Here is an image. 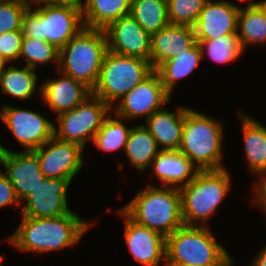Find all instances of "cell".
Listing matches in <instances>:
<instances>
[{"label":"cell","instance_id":"cell-12","mask_svg":"<svg viewBox=\"0 0 266 266\" xmlns=\"http://www.w3.org/2000/svg\"><path fill=\"white\" fill-rule=\"evenodd\" d=\"M45 146H49L46 149ZM38 158L40 170L46 178H65L70 182L83 166L84 148L55 136L43 146L32 150Z\"/></svg>","mask_w":266,"mask_h":266},{"label":"cell","instance_id":"cell-14","mask_svg":"<svg viewBox=\"0 0 266 266\" xmlns=\"http://www.w3.org/2000/svg\"><path fill=\"white\" fill-rule=\"evenodd\" d=\"M104 31L108 51L150 62L151 36L130 14L111 22Z\"/></svg>","mask_w":266,"mask_h":266},{"label":"cell","instance_id":"cell-41","mask_svg":"<svg viewBox=\"0 0 266 266\" xmlns=\"http://www.w3.org/2000/svg\"><path fill=\"white\" fill-rule=\"evenodd\" d=\"M165 262L166 263L164 264V266H186V265H182V264H178L173 261H170L166 257H165Z\"/></svg>","mask_w":266,"mask_h":266},{"label":"cell","instance_id":"cell-27","mask_svg":"<svg viewBox=\"0 0 266 266\" xmlns=\"http://www.w3.org/2000/svg\"><path fill=\"white\" fill-rule=\"evenodd\" d=\"M237 35L243 50L248 44H266V20L256 4L240 7L237 17Z\"/></svg>","mask_w":266,"mask_h":266},{"label":"cell","instance_id":"cell-18","mask_svg":"<svg viewBox=\"0 0 266 266\" xmlns=\"http://www.w3.org/2000/svg\"><path fill=\"white\" fill-rule=\"evenodd\" d=\"M196 43L193 27L168 24L151 35V67L156 70L162 63L186 52Z\"/></svg>","mask_w":266,"mask_h":266},{"label":"cell","instance_id":"cell-30","mask_svg":"<svg viewBox=\"0 0 266 266\" xmlns=\"http://www.w3.org/2000/svg\"><path fill=\"white\" fill-rule=\"evenodd\" d=\"M202 51V59L206 54L216 63H229L237 60L244 52L237 34H228L212 40H197Z\"/></svg>","mask_w":266,"mask_h":266},{"label":"cell","instance_id":"cell-42","mask_svg":"<svg viewBox=\"0 0 266 266\" xmlns=\"http://www.w3.org/2000/svg\"><path fill=\"white\" fill-rule=\"evenodd\" d=\"M6 62L3 60V58L0 56V76L2 75L3 69L5 67Z\"/></svg>","mask_w":266,"mask_h":266},{"label":"cell","instance_id":"cell-16","mask_svg":"<svg viewBox=\"0 0 266 266\" xmlns=\"http://www.w3.org/2000/svg\"><path fill=\"white\" fill-rule=\"evenodd\" d=\"M118 214L125 217V242L136 261L143 266H158L166 257V238L136 223L122 209Z\"/></svg>","mask_w":266,"mask_h":266},{"label":"cell","instance_id":"cell-44","mask_svg":"<svg viewBox=\"0 0 266 266\" xmlns=\"http://www.w3.org/2000/svg\"><path fill=\"white\" fill-rule=\"evenodd\" d=\"M3 256L2 255H0V262L3 260ZM0 266H1V264H0Z\"/></svg>","mask_w":266,"mask_h":266},{"label":"cell","instance_id":"cell-43","mask_svg":"<svg viewBox=\"0 0 266 266\" xmlns=\"http://www.w3.org/2000/svg\"><path fill=\"white\" fill-rule=\"evenodd\" d=\"M243 1H244V2L249 1L248 4H255V3H256V1H252V0H243Z\"/></svg>","mask_w":266,"mask_h":266},{"label":"cell","instance_id":"cell-5","mask_svg":"<svg viewBox=\"0 0 266 266\" xmlns=\"http://www.w3.org/2000/svg\"><path fill=\"white\" fill-rule=\"evenodd\" d=\"M166 258L186 266H232L233 259L206 226L183 225L166 237Z\"/></svg>","mask_w":266,"mask_h":266},{"label":"cell","instance_id":"cell-36","mask_svg":"<svg viewBox=\"0 0 266 266\" xmlns=\"http://www.w3.org/2000/svg\"><path fill=\"white\" fill-rule=\"evenodd\" d=\"M259 183V184H257ZM255 185V205L261 206L263 211L266 213V180L264 178H260V182H257Z\"/></svg>","mask_w":266,"mask_h":266},{"label":"cell","instance_id":"cell-29","mask_svg":"<svg viewBox=\"0 0 266 266\" xmlns=\"http://www.w3.org/2000/svg\"><path fill=\"white\" fill-rule=\"evenodd\" d=\"M115 115V119L110 114L104 120L102 127L93 138V143L106 152L118 149L124 150L126 141L132 128H128L122 123L123 118Z\"/></svg>","mask_w":266,"mask_h":266},{"label":"cell","instance_id":"cell-39","mask_svg":"<svg viewBox=\"0 0 266 266\" xmlns=\"http://www.w3.org/2000/svg\"><path fill=\"white\" fill-rule=\"evenodd\" d=\"M25 2L27 3V5L29 7H32L31 6L32 4L40 6L41 3L43 5H46V4H59V0H25Z\"/></svg>","mask_w":266,"mask_h":266},{"label":"cell","instance_id":"cell-7","mask_svg":"<svg viewBox=\"0 0 266 266\" xmlns=\"http://www.w3.org/2000/svg\"><path fill=\"white\" fill-rule=\"evenodd\" d=\"M84 27L81 10L72 6L46 4L36 9L27 8L21 32L23 36L47 41L61 49Z\"/></svg>","mask_w":266,"mask_h":266},{"label":"cell","instance_id":"cell-20","mask_svg":"<svg viewBox=\"0 0 266 266\" xmlns=\"http://www.w3.org/2000/svg\"><path fill=\"white\" fill-rule=\"evenodd\" d=\"M177 109L176 113H172L163 107L145 121L144 126L156 140L158 147L163 146L161 150H179L181 145L185 107L180 106Z\"/></svg>","mask_w":266,"mask_h":266},{"label":"cell","instance_id":"cell-10","mask_svg":"<svg viewBox=\"0 0 266 266\" xmlns=\"http://www.w3.org/2000/svg\"><path fill=\"white\" fill-rule=\"evenodd\" d=\"M160 75L153 70L141 83L130 90L114 108L113 113L123 119L146 117L170 103Z\"/></svg>","mask_w":266,"mask_h":266},{"label":"cell","instance_id":"cell-32","mask_svg":"<svg viewBox=\"0 0 266 266\" xmlns=\"http://www.w3.org/2000/svg\"><path fill=\"white\" fill-rule=\"evenodd\" d=\"M169 24L194 27L208 0H166Z\"/></svg>","mask_w":266,"mask_h":266},{"label":"cell","instance_id":"cell-37","mask_svg":"<svg viewBox=\"0 0 266 266\" xmlns=\"http://www.w3.org/2000/svg\"><path fill=\"white\" fill-rule=\"evenodd\" d=\"M83 0H59V5H66V6H72L75 7L81 11L86 7L88 0H85L84 4L82 2Z\"/></svg>","mask_w":266,"mask_h":266},{"label":"cell","instance_id":"cell-28","mask_svg":"<svg viewBox=\"0 0 266 266\" xmlns=\"http://www.w3.org/2000/svg\"><path fill=\"white\" fill-rule=\"evenodd\" d=\"M35 71L28 66L21 69L14 66L4 67L0 76L2 93L20 100L30 99L36 89L37 74Z\"/></svg>","mask_w":266,"mask_h":266},{"label":"cell","instance_id":"cell-4","mask_svg":"<svg viewBox=\"0 0 266 266\" xmlns=\"http://www.w3.org/2000/svg\"><path fill=\"white\" fill-rule=\"evenodd\" d=\"M107 51L104 29L84 27L60 49L58 70L92 90L98 81Z\"/></svg>","mask_w":266,"mask_h":266},{"label":"cell","instance_id":"cell-26","mask_svg":"<svg viewBox=\"0 0 266 266\" xmlns=\"http://www.w3.org/2000/svg\"><path fill=\"white\" fill-rule=\"evenodd\" d=\"M129 14L150 36L169 24L166 0H131Z\"/></svg>","mask_w":266,"mask_h":266},{"label":"cell","instance_id":"cell-22","mask_svg":"<svg viewBox=\"0 0 266 266\" xmlns=\"http://www.w3.org/2000/svg\"><path fill=\"white\" fill-rule=\"evenodd\" d=\"M240 115L248 167L253 175L263 178L266 175V127L245 114Z\"/></svg>","mask_w":266,"mask_h":266},{"label":"cell","instance_id":"cell-1","mask_svg":"<svg viewBox=\"0 0 266 266\" xmlns=\"http://www.w3.org/2000/svg\"><path fill=\"white\" fill-rule=\"evenodd\" d=\"M90 224L73 211L50 218L22 216L21 224L7 240L21 251H58L77 244Z\"/></svg>","mask_w":266,"mask_h":266},{"label":"cell","instance_id":"cell-21","mask_svg":"<svg viewBox=\"0 0 266 266\" xmlns=\"http://www.w3.org/2000/svg\"><path fill=\"white\" fill-rule=\"evenodd\" d=\"M151 167L162 186L181 188L199 171L180 151L162 150L152 161Z\"/></svg>","mask_w":266,"mask_h":266},{"label":"cell","instance_id":"cell-15","mask_svg":"<svg viewBox=\"0 0 266 266\" xmlns=\"http://www.w3.org/2000/svg\"><path fill=\"white\" fill-rule=\"evenodd\" d=\"M0 163L13 184L17 198L25 200L46 179L41 172L37 155L33 151L12 152L0 145Z\"/></svg>","mask_w":266,"mask_h":266},{"label":"cell","instance_id":"cell-13","mask_svg":"<svg viewBox=\"0 0 266 266\" xmlns=\"http://www.w3.org/2000/svg\"><path fill=\"white\" fill-rule=\"evenodd\" d=\"M70 181L65 178H46L25 199L23 216L50 218L71 213L67 204V190Z\"/></svg>","mask_w":266,"mask_h":266},{"label":"cell","instance_id":"cell-8","mask_svg":"<svg viewBox=\"0 0 266 266\" xmlns=\"http://www.w3.org/2000/svg\"><path fill=\"white\" fill-rule=\"evenodd\" d=\"M152 71L150 62L145 59L107 51L92 95L112 108Z\"/></svg>","mask_w":266,"mask_h":266},{"label":"cell","instance_id":"cell-9","mask_svg":"<svg viewBox=\"0 0 266 266\" xmlns=\"http://www.w3.org/2000/svg\"><path fill=\"white\" fill-rule=\"evenodd\" d=\"M111 110L108 104L91 95L72 110L57 115L59 129L55 126L54 136L61 141L79 144L85 149L86 142L93 140Z\"/></svg>","mask_w":266,"mask_h":266},{"label":"cell","instance_id":"cell-23","mask_svg":"<svg viewBox=\"0 0 266 266\" xmlns=\"http://www.w3.org/2000/svg\"><path fill=\"white\" fill-rule=\"evenodd\" d=\"M144 125L132 127L124 152L131 165L143 172L162 151Z\"/></svg>","mask_w":266,"mask_h":266},{"label":"cell","instance_id":"cell-34","mask_svg":"<svg viewBox=\"0 0 266 266\" xmlns=\"http://www.w3.org/2000/svg\"><path fill=\"white\" fill-rule=\"evenodd\" d=\"M22 38L21 31L0 34V56L6 63L20 58Z\"/></svg>","mask_w":266,"mask_h":266},{"label":"cell","instance_id":"cell-33","mask_svg":"<svg viewBox=\"0 0 266 266\" xmlns=\"http://www.w3.org/2000/svg\"><path fill=\"white\" fill-rule=\"evenodd\" d=\"M28 7L25 0H0V34L21 31L23 16Z\"/></svg>","mask_w":266,"mask_h":266},{"label":"cell","instance_id":"cell-2","mask_svg":"<svg viewBox=\"0 0 266 266\" xmlns=\"http://www.w3.org/2000/svg\"><path fill=\"white\" fill-rule=\"evenodd\" d=\"M159 187L149 185L121 209L136 223L166 238L184 225L181 195L179 188Z\"/></svg>","mask_w":266,"mask_h":266},{"label":"cell","instance_id":"cell-31","mask_svg":"<svg viewBox=\"0 0 266 266\" xmlns=\"http://www.w3.org/2000/svg\"><path fill=\"white\" fill-rule=\"evenodd\" d=\"M60 49L55 45L40 39L23 36L20 57H25L26 66L35 69L37 65H43L50 61L59 65Z\"/></svg>","mask_w":266,"mask_h":266},{"label":"cell","instance_id":"cell-17","mask_svg":"<svg viewBox=\"0 0 266 266\" xmlns=\"http://www.w3.org/2000/svg\"><path fill=\"white\" fill-rule=\"evenodd\" d=\"M239 9V6L225 0H208L193 27L196 40H212L237 34Z\"/></svg>","mask_w":266,"mask_h":266},{"label":"cell","instance_id":"cell-6","mask_svg":"<svg viewBox=\"0 0 266 266\" xmlns=\"http://www.w3.org/2000/svg\"><path fill=\"white\" fill-rule=\"evenodd\" d=\"M229 172L221 170H199L194 178L179 191L181 195L182 218L184 225L198 226L196 220L206 226L218 205L230 191Z\"/></svg>","mask_w":266,"mask_h":266},{"label":"cell","instance_id":"cell-3","mask_svg":"<svg viewBox=\"0 0 266 266\" xmlns=\"http://www.w3.org/2000/svg\"><path fill=\"white\" fill-rule=\"evenodd\" d=\"M222 125L205 115L185 107L182 140L179 150L198 170L225 169L221 164Z\"/></svg>","mask_w":266,"mask_h":266},{"label":"cell","instance_id":"cell-19","mask_svg":"<svg viewBox=\"0 0 266 266\" xmlns=\"http://www.w3.org/2000/svg\"><path fill=\"white\" fill-rule=\"evenodd\" d=\"M61 75V78L45 81L40 89L42 99L56 115L72 110L92 95V90L82 82Z\"/></svg>","mask_w":266,"mask_h":266},{"label":"cell","instance_id":"cell-11","mask_svg":"<svg viewBox=\"0 0 266 266\" xmlns=\"http://www.w3.org/2000/svg\"><path fill=\"white\" fill-rule=\"evenodd\" d=\"M0 119L26 151L39 148L54 137L55 124L31 110L4 105Z\"/></svg>","mask_w":266,"mask_h":266},{"label":"cell","instance_id":"cell-35","mask_svg":"<svg viewBox=\"0 0 266 266\" xmlns=\"http://www.w3.org/2000/svg\"><path fill=\"white\" fill-rule=\"evenodd\" d=\"M15 204L18 208H21L13 184L9 181L8 176L0 170V208Z\"/></svg>","mask_w":266,"mask_h":266},{"label":"cell","instance_id":"cell-25","mask_svg":"<svg viewBox=\"0 0 266 266\" xmlns=\"http://www.w3.org/2000/svg\"><path fill=\"white\" fill-rule=\"evenodd\" d=\"M202 60V51L197 42L191 49L162 63L156 71L165 90L171 95L177 81L188 76Z\"/></svg>","mask_w":266,"mask_h":266},{"label":"cell","instance_id":"cell-38","mask_svg":"<svg viewBox=\"0 0 266 266\" xmlns=\"http://www.w3.org/2000/svg\"><path fill=\"white\" fill-rule=\"evenodd\" d=\"M251 266H266V246L259 252L258 256L254 258Z\"/></svg>","mask_w":266,"mask_h":266},{"label":"cell","instance_id":"cell-40","mask_svg":"<svg viewBox=\"0 0 266 266\" xmlns=\"http://www.w3.org/2000/svg\"><path fill=\"white\" fill-rule=\"evenodd\" d=\"M255 4L260 8L266 20V0L256 2Z\"/></svg>","mask_w":266,"mask_h":266},{"label":"cell","instance_id":"cell-24","mask_svg":"<svg viewBox=\"0 0 266 266\" xmlns=\"http://www.w3.org/2000/svg\"><path fill=\"white\" fill-rule=\"evenodd\" d=\"M131 0H88L82 11L86 28L105 29L111 22L129 15Z\"/></svg>","mask_w":266,"mask_h":266}]
</instances>
